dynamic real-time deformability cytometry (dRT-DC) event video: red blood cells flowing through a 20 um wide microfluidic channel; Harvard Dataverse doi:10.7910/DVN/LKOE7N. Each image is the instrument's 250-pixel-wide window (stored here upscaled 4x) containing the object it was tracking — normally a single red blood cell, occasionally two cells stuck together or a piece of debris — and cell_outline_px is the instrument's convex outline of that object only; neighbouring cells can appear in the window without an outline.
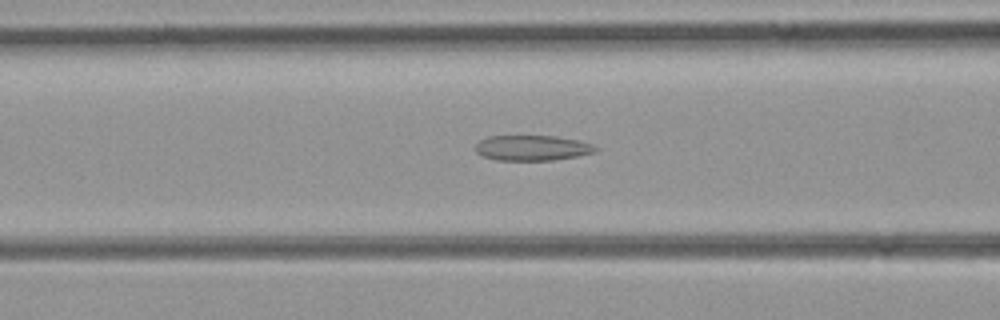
{"species": "common noctule bat (a hibernating species)", "species_latin": "Nyctalus noctula", "temperature_condition": "room temperature", "stored_images_in_passage": 36, "camera_frame_rate_fps": 3000, "um_per_image_px": 0.085, "animal": {"sex": "female", "body_mass_g": 21.9}, "frame": {"image": 1, "passage_image": 6, "time_ms": 1.667, "image_size_px": [1000, 320], "cell_outline_px": [[600, 148], [592, 152], [576, 156], [552, 160], [496, 160], [484, 156], [476, 152], [476, 144], [480, 140], [488, 136], [556, 136], [576, 140]], "centroid_in_image_um": [45.18, 12.57], "position_along_channel_um": 121.4, "area_um2": 17.4}}
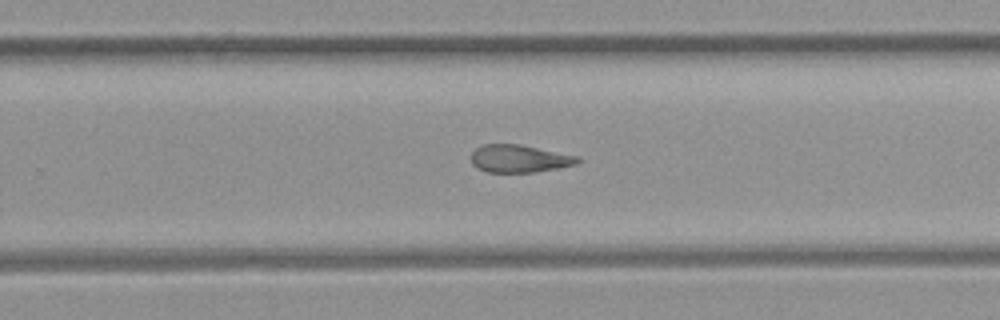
{"frame": {"image": 2, "passage_image": 18, "time_ms": 5.667, "image_size_px": [1000, 320], "cell_outline_px": [[580, 160], [576, 164], [536, 172], [488, 172], [476, 168], [472, 164], [472, 152], [476, 148], [484, 144], [520, 144], [580, 156]], "centroid_in_image_um": [44.14, 13.48], "position_along_channel_um": 285.7, "area_um2": 17.17}}
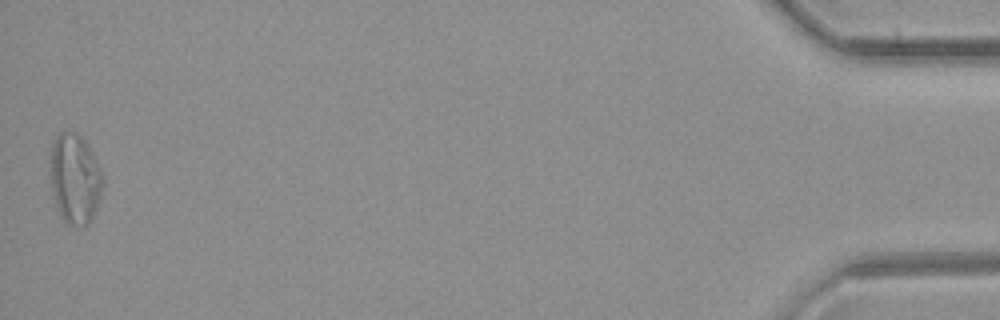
{"frame": {"image": 3, "passage_image": 36, "time_ms": 11.667, "image_size_px": [1000, 320], "cell_outline_px": [[104, 184], [100, 196], [92, 216], [88, 224], [68, 224], [60, 216], [52, 192], [52, 144], [56, 136], [64, 128], [76, 132], [84, 140], [92, 152], [104, 176]], "centroid_in_image_um": [6.39, 15.14], "position_along_channel_um": 428.8, "area_um2": 27.17}}